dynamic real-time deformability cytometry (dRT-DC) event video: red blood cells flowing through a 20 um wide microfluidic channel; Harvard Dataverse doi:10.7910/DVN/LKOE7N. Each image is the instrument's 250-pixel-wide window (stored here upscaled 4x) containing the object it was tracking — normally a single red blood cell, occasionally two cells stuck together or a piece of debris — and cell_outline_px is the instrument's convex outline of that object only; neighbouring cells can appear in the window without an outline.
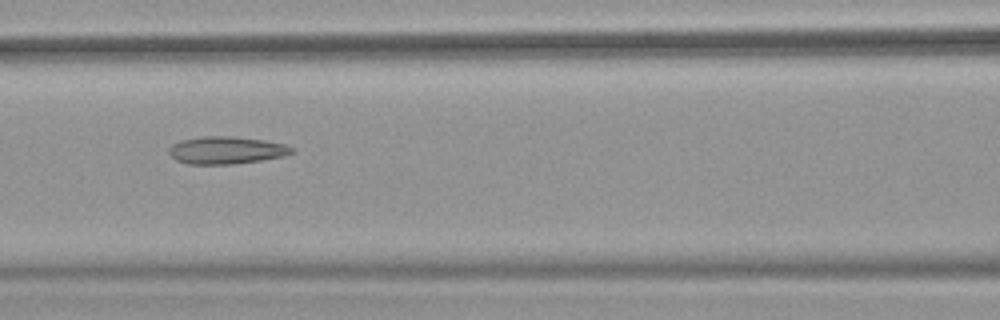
{"species": "common noctule bat (a hibernating species)", "species_latin": "Nyctalus noctula", "temperature_condition": "warm", "stored_images_in_passage": 50, "camera_frame_rate_fps": 3000, "um_per_image_px": 0.085, "animal": {"sex": "female", "body_mass_g": 18.4}, "frame": {"image": 1, "passage_image": 22, "time_ms": 7.0, "image_size_px": [1000, 320], "cell_outline_px": [[296, 152], [284, 156], [260, 160], [232, 164], [188, 164], [176, 160], [168, 152], [168, 148], [172, 144], [180, 140], [204, 136], [232, 136], [264, 140], [284, 144], [296, 148]], "centroid_in_image_um": [19.25, 12.76], "position_along_channel_um": 147.3, "area_um2": 19.77}, "authors_computed_cell_mechanics": {"area_um2": 21.9062, "velocity_mm_per_s": 3.9962, "shape_relaxation_time_tau1_ms": null, "shape_relaxation_time_tau2_ms": 2.3404, "deformation_change_tau1": null, "deformation_change_tau2": 0.1123}}